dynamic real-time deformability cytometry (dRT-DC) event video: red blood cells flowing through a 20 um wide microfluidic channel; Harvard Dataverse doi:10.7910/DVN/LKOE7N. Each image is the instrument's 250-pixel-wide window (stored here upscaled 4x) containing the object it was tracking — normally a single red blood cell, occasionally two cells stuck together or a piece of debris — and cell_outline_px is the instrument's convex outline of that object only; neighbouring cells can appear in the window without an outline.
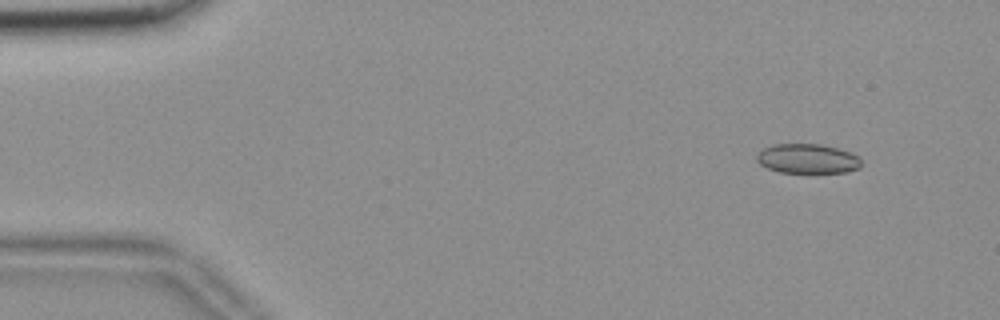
{"species": "common noctule bat (a hibernating species)", "species_latin": "Nyctalus noctula", "temperature_condition": "room temperature", "stored_images_in_passage": 51, "camera_frame_rate_fps": 3000, "um_per_image_px": 0.085, "animal": {"sex": "female", "body_mass_g": 18.4}, "frame": {"image": 1, "passage_image": 1, "time_ms": 0.0, "image_size_px": [1000, 320], "cell_outline_px": [[864, 164], [860, 168], [848, 172], [780, 172], [768, 168], [760, 164], [756, 160], [756, 156], [764, 148], [772, 144], [820, 144], [852, 152], [860, 156]], "centroid_in_image_um": [68.71, 13.48], "position_along_channel_um": 16.3, "area_um2": 18.15}}
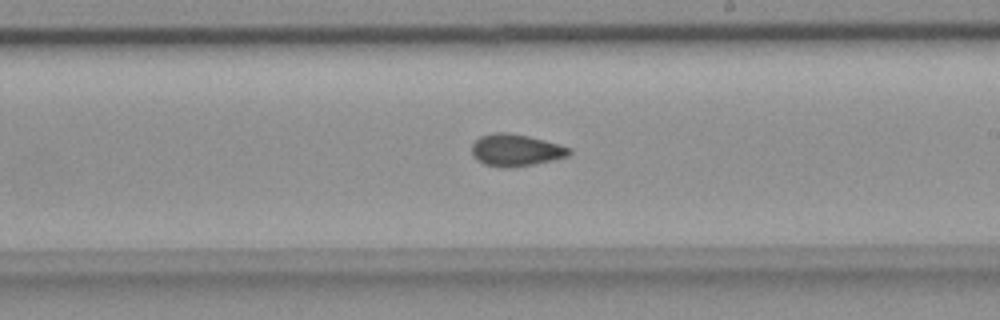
{"frame": {"image": 2, "passage_image": 28, "time_ms": 9.0, "image_size_px": [1000, 320], "cell_outline_px": [[572, 152], [568, 156], [552, 160], [532, 164], [484, 164], [476, 160], [472, 152], [472, 144], [480, 136], [492, 132], [508, 132], [528, 136], [560, 144], [572, 148]], "centroid_in_image_um": [43.87, 12.7], "position_along_channel_um": 245.1, "area_um2": 17.51}}
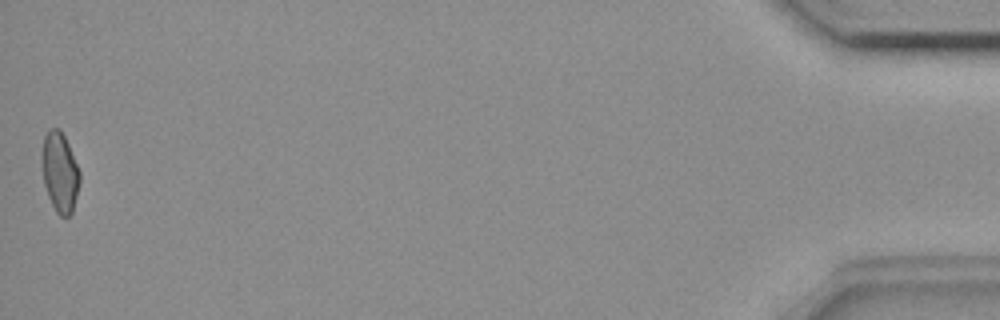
{"frame": {"image": 3, "passage_image": 51, "time_ms": 16.667, "image_size_px": [1000, 320], "cell_outline_px": [[80, 180], [72, 212], [68, 216], [60, 216], [56, 212], [48, 196], [44, 184], [40, 160], [40, 156], [44, 136], [48, 128], [60, 128], [68, 144], [80, 172]], "centroid_in_image_um": [5.05, 14.6], "position_along_channel_um": 430.1, "area_um2": 17.74}, "authors_computed_cell_mechanics": {"area_um2": 18.0336, "velocity_mm_per_s": 3.6732, "shape_relaxation_time_tau1_ms": null, "shape_relaxation_time_tau2_ms": 2.3306, "deformation_change_tau1": null, "deformation_change_tau2": 0.0717}}